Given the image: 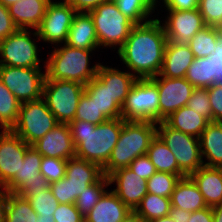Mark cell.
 <instances>
[{
  "label": "cell",
  "instance_id": "cell-57",
  "mask_svg": "<svg viewBox=\"0 0 222 222\" xmlns=\"http://www.w3.org/2000/svg\"><path fill=\"white\" fill-rule=\"evenodd\" d=\"M214 222H222V204L212 208Z\"/></svg>",
  "mask_w": 222,
  "mask_h": 222
},
{
  "label": "cell",
  "instance_id": "cell-12",
  "mask_svg": "<svg viewBox=\"0 0 222 222\" xmlns=\"http://www.w3.org/2000/svg\"><path fill=\"white\" fill-rule=\"evenodd\" d=\"M76 11L63 0H51L40 26L36 29L43 43L64 44Z\"/></svg>",
  "mask_w": 222,
  "mask_h": 222
},
{
  "label": "cell",
  "instance_id": "cell-60",
  "mask_svg": "<svg viewBox=\"0 0 222 222\" xmlns=\"http://www.w3.org/2000/svg\"><path fill=\"white\" fill-rule=\"evenodd\" d=\"M17 1H20V0H0V3L8 8L9 6L16 3Z\"/></svg>",
  "mask_w": 222,
  "mask_h": 222
},
{
  "label": "cell",
  "instance_id": "cell-35",
  "mask_svg": "<svg viewBox=\"0 0 222 222\" xmlns=\"http://www.w3.org/2000/svg\"><path fill=\"white\" fill-rule=\"evenodd\" d=\"M20 102L0 80V127L11 130L19 115Z\"/></svg>",
  "mask_w": 222,
  "mask_h": 222
},
{
  "label": "cell",
  "instance_id": "cell-1",
  "mask_svg": "<svg viewBox=\"0 0 222 222\" xmlns=\"http://www.w3.org/2000/svg\"><path fill=\"white\" fill-rule=\"evenodd\" d=\"M167 37L159 17L135 24L122 47L116 51L120 62L137 79L157 76L162 69Z\"/></svg>",
  "mask_w": 222,
  "mask_h": 222
},
{
  "label": "cell",
  "instance_id": "cell-43",
  "mask_svg": "<svg viewBox=\"0 0 222 222\" xmlns=\"http://www.w3.org/2000/svg\"><path fill=\"white\" fill-rule=\"evenodd\" d=\"M187 106L212 122V110L207 88H195L192 91Z\"/></svg>",
  "mask_w": 222,
  "mask_h": 222
},
{
  "label": "cell",
  "instance_id": "cell-48",
  "mask_svg": "<svg viewBox=\"0 0 222 222\" xmlns=\"http://www.w3.org/2000/svg\"><path fill=\"white\" fill-rule=\"evenodd\" d=\"M49 187L59 204H70L69 179L67 177L64 176L57 182L51 183Z\"/></svg>",
  "mask_w": 222,
  "mask_h": 222
},
{
  "label": "cell",
  "instance_id": "cell-51",
  "mask_svg": "<svg viewBox=\"0 0 222 222\" xmlns=\"http://www.w3.org/2000/svg\"><path fill=\"white\" fill-rule=\"evenodd\" d=\"M68 3L76 12H89L103 3L112 0H63Z\"/></svg>",
  "mask_w": 222,
  "mask_h": 222
},
{
  "label": "cell",
  "instance_id": "cell-19",
  "mask_svg": "<svg viewBox=\"0 0 222 222\" xmlns=\"http://www.w3.org/2000/svg\"><path fill=\"white\" fill-rule=\"evenodd\" d=\"M194 58L193 52L187 44H177L167 41L162 69L157 76L168 78L185 77L188 67Z\"/></svg>",
  "mask_w": 222,
  "mask_h": 222
},
{
  "label": "cell",
  "instance_id": "cell-54",
  "mask_svg": "<svg viewBox=\"0 0 222 222\" xmlns=\"http://www.w3.org/2000/svg\"><path fill=\"white\" fill-rule=\"evenodd\" d=\"M169 215L175 222H188L191 212L185 211L175 206H171Z\"/></svg>",
  "mask_w": 222,
  "mask_h": 222
},
{
  "label": "cell",
  "instance_id": "cell-49",
  "mask_svg": "<svg viewBox=\"0 0 222 222\" xmlns=\"http://www.w3.org/2000/svg\"><path fill=\"white\" fill-rule=\"evenodd\" d=\"M18 30L11 18L8 8L0 3V41Z\"/></svg>",
  "mask_w": 222,
  "mask_h": 222
},
{
  "label": "cell",
  "instance_id": "cell-6",
  "mask_svg": "<svg viewBox=\"0 0 222 222\" xmlns=\"http://www.w3.org/2000/svg\"><path fill=\"white\" fill-rule=\"evenodd\" d=\"M37 41L41 42L37 30L18 29L0 41V65L45 68V60H41L39 58L41 55H38L41 49L40 47L38 48ZM42 62L43 64L41 65L40 63Z\"/></svg>",
  "mask_w": 222,
  "mask_h": 222
},
{
  "label": "cell",
  "instance_id": "cell-34",
  "mask_svg": "<svg viewBox=\"0 0 222 222\" xmlns=\"http://www.w3.org/2000/svg\"><path fill=\"white\" fill-rule=\"evenodd\" d=\"M171 206L170 198L147 193L134 211L147 222L169 215Z\"/></svg>",
  "mask_w": 222,
  "mask_h": 222
},
{
  "label": "cell",
  "instance_id": "cell-41",
  "mask_svg": "<svg viewBox=\"0 0 222 222\" xmlns=\"http://www.w3.org/2000/svg\"><path fill=\"white\" fill-rule=\"evenodd\" d=\"M67 160L52 157H42L40 164L41 175L49 184L57 182L65 176Z\"/></svg>",
  "mask_w": 222,
  "mask_h": 222
},
{
  "label": "cell",
  "instance_id": "cell-17",
  "mask_svg": "<svg viewBox=\"0 0 222 222\" xmlns=\"http://www.w3.org/2000/svg\"><path fill=\"white\" fill-rule=\"evenodd\" d=\"M31 146L43 157L64 160L75 157V146L68 123H58Z\"/></svg>",
  "mask_w": 222,
  "mask_h": 222
},
{
  "label": "cell",
  "instance_id": "cell-14",
  "mask_svg": "<svg viewBox=\"0 0 222 222\" xmlns=\"http://www.w3.org/2000/svg\"><path fill=\"white\" fill-rule=\"evenodd\" d=\"M168 14L161 22L167 40L177 44H187L193 36L206 27L199 9L165 10Z\"/></svg>",
  "mask_w": 222,
  "mask_h": 222
},
{
  "label": "cell",
  "instance_id": "cell-15",
  "mask_svg": "<svg viewBox=\"0 0 222 222\" xmlns=\"http://www.w3.org/2000/svg\"><path fill=\"white\" fill-rule=\"evenodd\" d=\"M29 146L11 130L0 133V187H5L19 172Z\"/></svg>",
  "mask_w": 222,
  "mask_h": 222
},
{
  "label": "cell",
  "instance_id": "cell-2",
  "mask_svg": "<svg viewBox=\"0 0 222 222\" xmlns=\"http://www.w3.org/2000/svg\"><path fill=\"white\" fill-rule=\"evenodd\" d=\"M124 122L122 117L98 125L82 120L69 122L75 156L103 167L119 139Z\"/></svg>",
  "mask_w": 222,
  "mask_h": 222
},
{
  "label": "cell",
  "instance_id": "cell-13",
  "mask_svg": "<svg viewBox=\"0 0 222 222\" xmlns=\"http://www.w3.org/2000/svg\"><path fill=\"white\" fill-rule=\"evenodd\" d=\"M150 79L157 85L159 92V122L183 106H187L195 89L185 77L155 76Z\"/></svg>",
  "mask_w": 222,
  "mask_h": 222
},
{
  "label": "cell",
  "instance_id": "cell-38",
  "mask_svg": "<svg viewBox=\"0 0 222 222\" xmlns=\"http://www.w3.org/2000/svg\"><path fill=\"white\" fill-rule=\"evenodd\" d=\"M180 177L167 172H156L147 180V191L151 194L170 198Z\"/></svg>",
  "mask_w": 222,
  "mask_h": 222
},
{
  "label": "cell",
  "instance_id": "cell-20",
  "mask_svg": "<svg viewBox=\"0 0 222 222\" xmlns=\"http://www.w3.org/2000/svg\"><path fill=\"white\" fill-rule=\"evenodd\" d=\"M208 207L222 204V168L202 166L189 176Z\"/></svg>",
  "mask_w": 222,
  "mask_h": 222
},
{
  "label": "cell",
  "instance_id": "cell-61",
  "mask_svg": "<svg viewBox=\"0 0 222 222\" xmlns=\"http://www.w3.org/2000/svg\"><path fill=\"white\" fill-rule=\"evenodd\" d=\"M216 28L222 33V19L220 23L216 26Z\"/></svg>",
  "mask_w": 222,
  "mask_h": 222
},
{
  "label": "cell",
  "instance_id": "cell-52",
  "mask_svg": "<svg viewBox=\"0 0 222 222\" xmlns=\"http://www.w3.org/2000/svg\"><path fill=\"white\" fill-rule=\"evenodd\" d=\"M188 222H214L212 208L206 207L192 212Z\"/></svg>",
  "mask_w": 222,
  "mask_h": 222
},
{
  "label": "cell",
  "instance_id": "cell-50",
  "mask_svg": "<svg viewBox=\"0 0 222 222\" xmlns=\"http://www.w3.org/2000/svg\"><path fill=\"white\" fill-rule=\"evenodd\" d=\"M162 1V3H160ZM199 0H157L158 4H163L159 6L160 8L164 6L166 10H194L198 8Z\"/></svg>",
  "mask_w": 222,
  "mask_h": 222
},
{
  "label": "cell",
  "instance_id": "cell-55",
  "mask_svg": "<svg viewBox=\"0 0 222 222\" xmlns=\"http://www.w3.org/2000/svg\"><path fill=\"white\" fill-rule=\"evenodd\" d=\"M8 191L0 187V222H5L7 216Z\"/></svg>",
  "mask_w": 222,
  "mask_h": 222
},
{
  "label": "cell",
  "instance_id": "cell-5",
  "mask_svg": "<svg viewBox=\"0 0 222 222\" xmlns=\"http://www.w3.org/2000/svg\"><path fill=\"white\" fill-rule=\"evenodd\" d=\"M92 16L99 48L117 49L122 47L135 25L120 12L112 0L89 11Z\"/></svg>",
  "mask_w": 222,
  "mask_h": 222
},
{
  "label": "cell",
  "instance_id": "cell-37",
  "mask_svg": "<svg viewBox=\"0 0 222 222\" xmlns=\"http://www.w3.org/2000/svg\"><path fill=\"white\" fill-rule=\"evenodd\" d=\"M38 214L28 199L8 192L7 216L5 222H36Z\"/></svg>",
  "mask_w": 222,
  "mask_h": 222
},
{
  "label": "cell",
  "instance_id": "cell-23",
  "mask_svg": "<svg viewBox=\"0 0 222 222\" xmlns=\"http://www.w3.org/2000/svg\"><path fill=\"white\" fill-rule=\"evenodd\" d=\"M96 77L108 88L113 99L122 107L133 83L137 78L128 70L109 67L100 63Z\"/></svg>",
  "mask_w": 222,
  "mask_h": 222
},
{
  "label": "cell",
  "instance_id": "cell-53",
  "mask_svg": "<svg viewBox=\"0 0 222 222\" xmlns=\"http://www.w3.org/2000/svg\"><path fill=\"white\" fill-rule=\"evenodd\" d=\"M210 57L218 64L220 74V77L217 78L215 84H222V36L219 38L215 52H213Z\"/></svg>",
  "mask_w": 222,
  "mask_h": 222
},
{
  "label": "cell",
  "instance_id": "cell-27",
  "mask_svg": "<svg viewBox=\"0 0 222 222\" xmlns=\"http://www.w3.org/2000/svg\"><path fill=\"white\" fill-rule=\"evenodd\" d=\"M168 126L183 133L200 137L210 121L198 112L183 106L163 120Z\"/></svg>",
  "mask_w": 222,
  "mask_h": 222
},
{
  "label": "cell",
  "instance_id": "cell-9",
  "mask_svg": "<svg viewBox=\"0 0 222 222\" xmlns=\"http://www.w3.org/2000/svg\"><path fill=\"white\" fill-rule=\"evenodd\" d=\"M84 89L85 85L76 81L45 79L42 98L59 123H69Z\"/></svg>",
  "mask_w": 222,
  "mask_h": 222
},
{
  "label": "cell",
  "instance_id": "cell-21",
  "mask_svg": "<svg viewBox=\"0 0 222 222\" xmlns=\"http://www.w3.org/2000/svg\"><path fill=\"white\" fill-rule=\"evenodd\" d=\"M51 0H20L8 7L18 29L36 30L45 16Z\"/></svg>",
  "mask_w": 222,
  "mask_h": 222
},
{
  "label": "cell",
  "instance_id": "cell-33",
  "mask_svg": "<svg viewBox=\"0 0 222 222\" xmlns=\"http://www.w3.org/2000/svg\"><path fill=\"white\" fill-rule=\"evenodd\" d=\"M222 33L214 26H206L198 31L187 43L195 58L211 56Z\"/></svg>",
  "mask_w": 222,
  "mask_h": 222
},
{
  "label": "cell",
  "instance_id": "cell-10",
  "mask_svg": "<svg viewBox=\"0 0 222 222\" xmlns=\"http://www.w3.org/2000/svg\"><path fill=\"white\" fill-rule=\"evenodd\" d=\"M157 136L175 155L178 167L185 176L203 166L199 138L175 130L164 121L157 123Z\"/></svg>",
  "mask_w": 222,
  "mask_h": 222
},
{
  "label": "cell",
  "instance_id": "cell-7",
  "mask_svg": "<svg viewBox=\"0 0 222 222\" xmlns=\"http://www.w3.org/2000/svg\"><path fill=\"white\" fill-rule=\"evenodd\" d=\"M125 121L159 122V92L150 79H137L130 89L122 107Z\"/></svg>",
  "mask_w": 222,
  "mask_h": 222
},
{
  "label": "cell",
  "instance_id": "cell-4",
  "mask_svg": "<svg viewBox=\"0 0 222 222\" xmlns=\"http://www.w3.org/2000/svg\"><path fill=\"white\" fill-rule=\"evenodd\" d=\"M156 135L157 123L125 121L110 158L102 167L104 175L108 177L116 170L128 167L135 158L146 155Z\"/></svg>",
  "mask_w": 222,
  "mask_h": 222
},
{
  "label": "cell",
  "instance_id": "cell-56",
  "mask_svg": "<svg viewBox=\"0 0 222 222\" xmlns=\"http://www.w3.org/2000/svg\"><path fill=\"white\" fill-rule=\"evenodd\" d=\"M122 222H146L138 213L131 210Z\"/></svg>",
  "mask_w": 222,
  "mask_h": 222
},
{
  "label": "cell",
  "instance_id": "cell-58",
  "mask_svg": "<svg viewBox=\"0 0 222 222\" xmlns=\"http://www.w3.org/2000/svg\"><path fill=\"white\" fill-rule=\"evenodd\" d=\"M147 222H175V221L170 217V215H167L164 217L149 220Z\"/></svg>",
  "mask_w": 222,
  "mask_h": 222
},
{
  "label": "cell",
  "instance_id": "cell-24",
  "mask_svg": "<svg viewBox=\"0 0 222 222\" xmlns=\"http://www.w3.org/2000/svg\"><path fill=\"white\" fill-rule=\"evenodd\" d=\"M130 211L118 196L108 189L84 218V222H122Z\"/></svg>",
  "mask_w": 222,
  "mask_h": 222
},
{
  "label": "cell",
  "instance_id": "cell-42",
  "mask_svg": "<svg viewBox=\"0 0 222 222\" xmlns=\"http://www.w3.org/2000/svg\"><path fill=\"white\" fill-rule=\"evenodd\" d=\"M198 9L206 26L216 27L222 19V0H199Z\"/></svg>",
  "mask_w": 222,
  "mask_h": 222
},
{
  "label": "cell",
  "instance_id": "cell-28",
  "mask_svg": "<svg viewBox=\"0 0 222 222\" xmlns=\"http://www.w3.org/2000/svg\"><path fill=\"white\" fill-rule=\"evenodd\" d=\"M219 77L218 64L210 56L194 58L185 75L195 88L211 87Z\"/></svg>",
  "mask_w": 222,
  "mask_h": 222
},
{
  "label": "cell",
  "instance_id": "cell-30",
  "mask_svg": "<svg viewBox=\"0 0 222 222\" xmlns=\"http://www.w3.org/2000/svg\"><path fill=\"white\" fill-rule=\"evenodd\" d=\"M84 92L94 99L99 110L108 118H121V106L113 99L108 88L95 76L85 85Z\"/></svg>",
  "mask_w": 222,
  "mask_h": 222
},
{
  "label": "cell",
  "instance_id": "cell-39",
  "mask_svg": "<svg viewBox=\"0 0 222 222\" xmlns=\"http://www.w3.org/2000/svg\"><path fill=\"white\" fill-rule=\"evenodd\" d=\"M74 120H82L98 125L109 120L101 110H99L94 99H91L85 92L79 99Z\"/></svg>",
  "mask_w": 222,
  "mask_h": 222
},
{
  "label": "cell",
  "instance_id": "cell-46",
  "mask_svg": "<svg viewBox=\"0 0 222 222\" xmlns=\"http://www.w3.org/2000/svg\"><path fill=\"white\" fill-rule=\"evenodd\" d=\"M128 168L146 180H148L153 174L157 172L153 163L147 155L135 158L130 163Z\"/></svg>",
  "mask_w": 222,
  "mask_h": 222
},
{
  "label": "cell",
  "instance_id": "cell-59",
  "mask_svg": "<svg viewBox=\"0 0 222 222\" xmlns=\"http://www.w3.org/2000/svg\"><path fill=\"white\" fill-rule=\"evenodd\" d=\"M36 222H55L53 216L38 215Z\"/></svg>",
  "mask_w": 222,
  "mask_h": 222
},
{
  "label": "cell",
  "instance_id": "cell-3",
  "mask_svg": "<svg viewBox=\"0 0 222 222\" xmlns=\"http://www.w3.org/2000/svg\"><path fill=\"white\" fill-rule=\"evenodd\" d=\"M96 50L75 48L65 43L53 46L45 60L46 79L76 81L86 85L97 75L100 65V62L90 65Z\"/></svg>",
  "mask_w": 222,
  "mask_h": 222
},
{
  "label": "cell",
  "instance_id": "cell-8",
  "mask_svg": "<svg viewBox=\"0 0 222 222\" xmlns=\"http://www.w3.org/2000/svg\"><path fill=\"white\" fill-rule=\"evenodd\" d=\"M59 122L43 98L20 104L16 124L11 131L32 145L51 131Z\"/></svg>",
  "mask_w": 222,
  "mask_h": 222
},
{
  "label": "cell",
  "instance_id": "cell-22",
  "mask_svg": "<svg viewBox=\"0 0 222 222\" xmlns=\"http://www.w3.org/2000/svg\"><path fill=\"white\" fill-rule=\"evenodd\" d=\"M65 44L80 49H98L94 22L89 12H76Z\"/></svg>",
  "mask_w": 222,
  "mask_h": 222
},
{
  "label": "cell",
  "instance_id": "cell-25",
  "mask_svg": "<svg viewBox=\"0 0 222 222\" xmlns=\"http://www.w3.org/2000/svg\"><path fill=\"white\" fill-rule=\"evenodd\" d=\"M199 142L203 165L222 168V122H210Z\"/></svg>",
  "mask_w": 222,
  "mask_h": 222
},
{
  "label": "cell",
  "instance_id": "cell-11",
  "mask_svg": "<svg viewBox=\"0 0 222 222\" xmlns=\"http://www.w3.org/2000/svg\"><path fill=\"white\" fill-rule=\"evenodd\" d=\"M45 79L46 72L42 67L23 68L0 65V80L20 103L41 99Z\"/></svg>",
  "mask_w": 222,
  "mask_h": 222
},
{
  "label": "cell",
  "instance_id": "cell-40",
  "mask_svg": "<svg viewBox=\"0 0 222 222\" xmlns=\"http://www.w3.org/2000/svg\"><path fill=\"white\" fill-rule=\"evenodd\" d=\"M31 207L38 215L53 216L54 211L59 205L57 199L53 196L50 187L40 190L39 194L26 198Z\"/></svg>",
  "mask_w": 222,
  "mask_h": 222
},
{
  "label": "cell",
  "instance_id": "cell-45",
  "mask_svg": "<svg viewBox=\"0 0 222 222\" xmlns=\"http://www.w3.org/2000/svg\"><path fill=\"white\" fill-rule=\"evenodd\" d=\"M207 89L212 110V122H222V84H214Z\"/></svg>",
  "mask_w": 222,
  "mask_h": 222
},
{
  "label": "cell",
  "instance_id": "cell-29",
  "mask_svg": "<svg viewBox=\"0 0 222 222\" xmlns=\"http://www.w3.org/2000/svg\"><path fill=\"white\" fill-rule=\"evenodd\" d=\"M42 155L33 147L29 146L24 156V161L21 162L19 172L16 173L15 177L4 187L8 192L15 193L24 182L39 181L40 164Z\"/></svg>",
  "mask_w": 222,
  "mask_h": 222
},
{
  "label": "cell",
  "instance_id": "cell-26",
  "mask_svg": "<svg viewBox=\"0 0 222 222\" xmlns=\"http://www.w3.org/2000/svg\"><path fill=\"white\" fill-rule=\"evenodd\" d=\"M170 201L172 206L191 213L208 207L197 185L189 176L180 178L176 183Z\"/></svg>",
  "mask_w": 222,
  "mask_h": 222
},
{
  "label": "cell",
  "instance_id": "cell-18",
  "mask_svg": "<svg viewBox=\"0 0 222 222\" xmlns=\"http://www.w3.org/2000/svg\"><path fill=\"white\" fill-rule=\"evenodd\" d=\"M104 175L100 165L78 157L67 160L65 177L69 179L70 204H74L85 188Z\"/></svg>",
  "mask_w": 222,
  "mask_h": 222
},
{
  "label": "cell",
  "instance_id": "cell-47",
  "mask_svg": "<svg viewBox=\"0 0 222 222\" xmlns=\"http://www.w3.org/2000/svg\"><path fill=\"white\" fill-rule=\"evenodd\" d=\"M49 185V182L43 176H39V181L24 182L15 194L20 195L23 198H31L39 194L40 190L47 189Z\"/></svg>",
  "mask_w": 222,
  "mask_h": 222
},
{
  "label": "cell",
  "instance_id": "cell-44",
  "mask_svg": "<svg viewBox=\"0 0 222 222\" xmlns=\"http://www.w3.org/2000/svg\"><path fill=\"white\" fill-rule=\"evenodd\" d=\"M55 222H84V217L75 207V204H59L54 211Z\"/></svg>",
  "mask_w": 222,
  "mask_h": 222
},
{
  "label": "cell",
  "instance_id": "cell-31",
  "mask_svg": "<svg viewBox=\"0 0 222 222\" xmlns=\"http://www.w3.org/2000/svg\"><path fill=\"white\" fill-rule=\"evenodd\" d=\"M146 155L157 172L176 174L180 178L186 177L178 167L175 155L157 135L151 141Z\"/></svg>",
  "mask_w": 222,
  "mask_h": 222
},
{
  "label": "cell",
  "instance_id": "cell-32",
  "mask_svg": "<svg viewBox=\"0 0 222 222\" xmlns=\"http://www.w3.org/2000/svg\"><path fill=\"white\" fill-rule=\"evenodd\" d=\"M121 13L134 24H142L154 19L157 0H113ZM153 18H151V17Z\"/></svg>",
  "mask_w": 222,
  "mask_h": 222
},
{
  "label": "cell",
  "instance_id": "cell-16",
  "mask_svg": "<svg viewBox=\"0 0 222 222\" xmlns=\"http://www.w3.org/2000/svg\"><path fill=\"white\" fill-rule=\"evenodd\" d=\"M111 189L118 198L130 209L135 210L142 198L148 193L147 180L140 177L128 167L116 170L108 176Z\"/></svg>",
  "mask_w": 222,
  "mask_h": 222
},
{
  "label": "cell",
  "instance_id": "cell-36",
  "mask_svg": "<svg viewBox=\"0 0 222 222\" xmlns=\"http://www.w3.org/2000/svg\"><path fill=\"white\" fill-rule=\"evenodd\" d=\"M109 186L108 177L103 175L97 182L88 185L83 193H80L74 204L84 218L98 203L101 196L109 189Z\"/></svg>",
  "mask_w": 222,
  "mask_h": 222
}]
</instances>
